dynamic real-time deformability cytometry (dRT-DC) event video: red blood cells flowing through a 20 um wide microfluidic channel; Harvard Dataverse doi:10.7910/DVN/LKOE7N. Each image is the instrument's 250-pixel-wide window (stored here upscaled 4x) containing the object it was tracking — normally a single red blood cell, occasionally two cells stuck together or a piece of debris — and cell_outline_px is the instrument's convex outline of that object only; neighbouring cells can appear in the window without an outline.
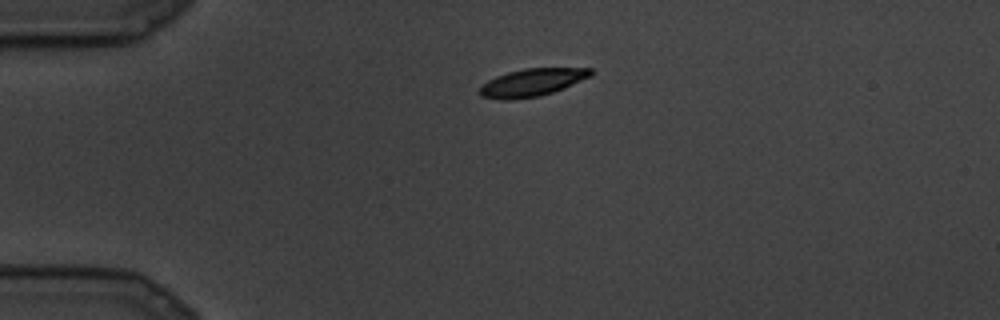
{"species": "common noctule bat (a hibernating species)", "species_latin": "Nyctalus noctula", "temperature_condition": "cold", "stored_images_in_passage": 10, "segment_of_instrument_passage": [1, 2], "camera_frame_rate_fps": 3000, "um_per_image_px": 0.085, "animal": {"sex": "male", "body_mass_g": 19.5, "forearm_length_mm": 54.6}, "frame": {"image": 1, "passage_image": 1, "time_ms": 0.0, "image_size_px": [1000, 320], "cell_outline_px": [[592, 76], [564, 88], [540, 96], [512, 100], [504, 100], [480, 96], [480, 84], [496, 76], [508, 72], [524, 68], [592, 68]], "centroid_in_image_um": [45.21, 7.01], "position_along_channel_um": 39.8, "area_um2": 17.98}}
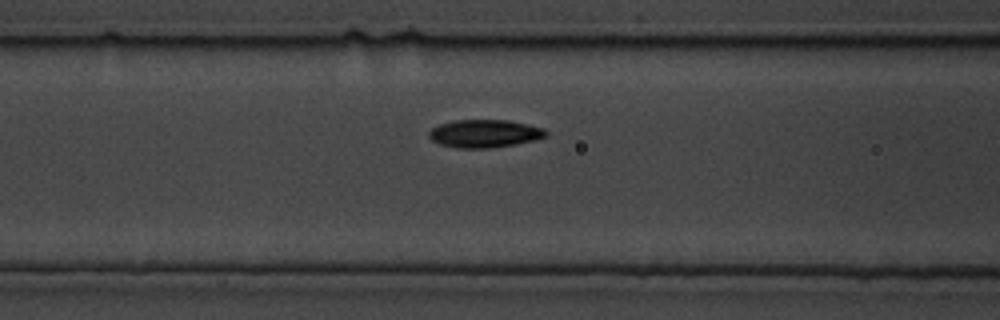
{"frame": {"image": 2, "passage_image": 6, "time_ms": 1.667, "image_size_px": [1000, 320], "cell_outline_px": [[548, 136], [536, 140], [516, 144], [488, 148], [456, 148], [440, 144], [432, 140], [428, 136], [428, 132], [432, 128], [440, 124], [456, 120], [508, 120], [544, 128], [548, 132]], "centroid_in_image_um": [41.21, 11.35], "position_along_channel_um": 125.4, "area_um2": 19.07}}
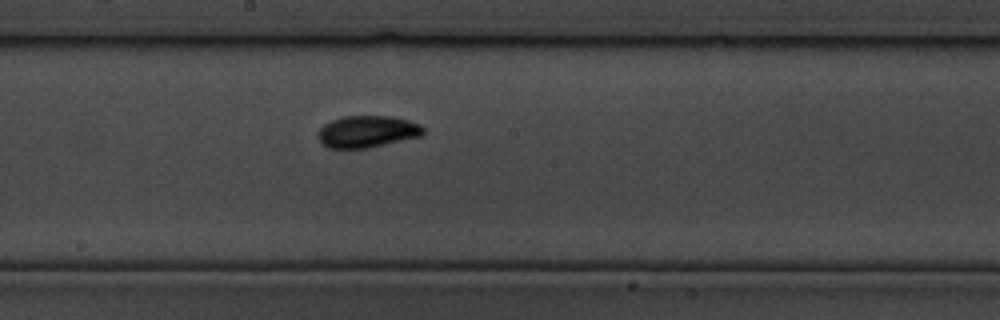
{"frame": {"image": 3, "passage_image": 9, "time_ms": 2.667, "image_size_px": [1000, 320], "cell_outline_px": [[424, 136], [368, 148], [328, 148], [320, 144], [316, 136], [320, 128], [324, 124], [332, 120], [344, 116], [392, 116], [408, 120], [420, 124], [424, 128]], "centroid_in_image_um": [31.21, 11.19], "position_along_channel_um": 217.0, "area_um2": 19.88}}